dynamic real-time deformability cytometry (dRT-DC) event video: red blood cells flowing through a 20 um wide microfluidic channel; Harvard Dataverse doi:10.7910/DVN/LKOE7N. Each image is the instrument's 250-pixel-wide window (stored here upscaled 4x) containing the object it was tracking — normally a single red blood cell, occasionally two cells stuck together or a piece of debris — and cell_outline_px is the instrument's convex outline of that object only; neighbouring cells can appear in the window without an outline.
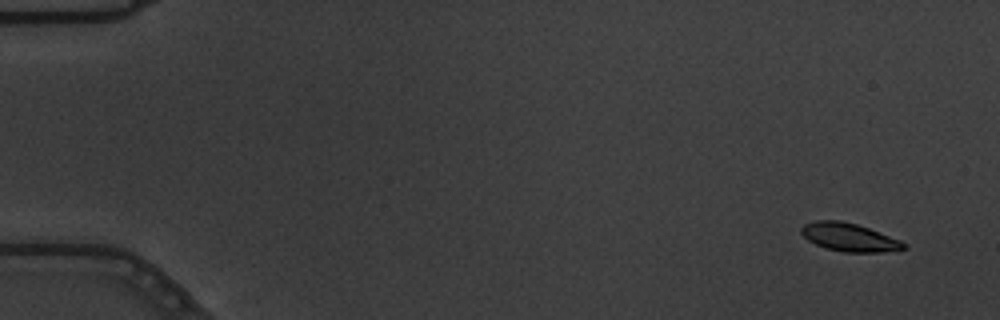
{"species": "common noctule bat (a hibernating species)", "species_latin": "Nyctalus noctula", "temperature_condition": "warm", "stored_images_in_passage": 55, "camera_frame_rate_fps": 3000, "um_per_image_px": 0.085, "animal": {"sex": "male", "body_mass_g": 19.5, "forearm_length_mm": 54.6}, "frame": {"image": 1, "passage_image": 2, "time_ms": 0.333, "image_size_px": [1000, 320], "cell_outline_px": [[908, 248], [880, 252], [844, 252], [828, 248], [816, 244], [808, 240], [800, 232], [800, 228], [804, 224], [816, 220], [840, 220], [856, 224], [868, 228], [900, 240], [908, 244]], "centroid_in_image_um": [72.18, 20.16], "position_along_channel_um": 12.8, "area_um2": 16.7}}
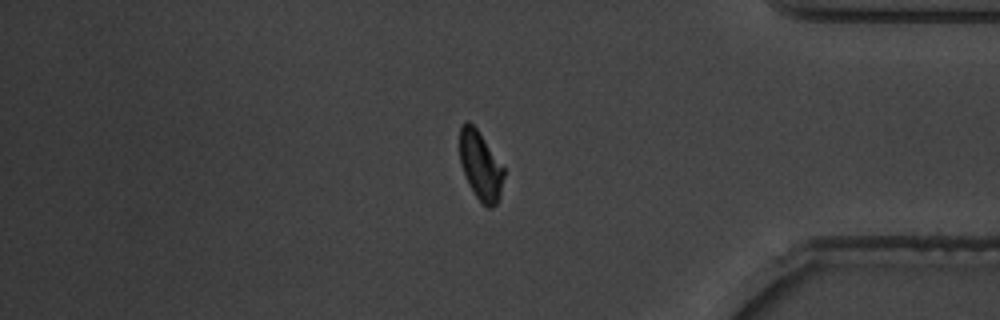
{"frame": {"image": 2, "passage_image": 47, "time_ms": 15.333, "image_size_px": [1000, 320], "cell_outline_px": [[504, 176], [500, 196], [496, 204], [492, 208], [488, 208], [476, 196], [468, 184], [460, 164], [460, 124], [468, 120], [476, 128], [504, 168]], "centroid_in_image_um": [40.83, 14.08], "position_along_channel_um": 394.4, "area_um2": 17.51}}
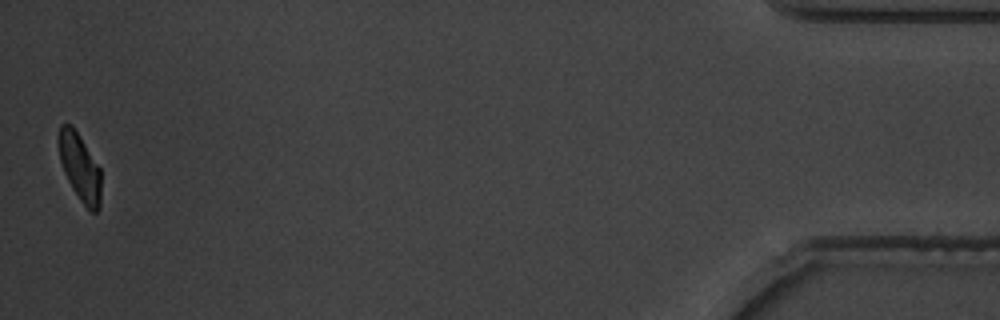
{"frame": {"image": 3, "passage_image": 55, "time_ms": 18.0, "image_size_px": [1000, 320], "cell_outline_px": [[100, 208], [96, 212], [92, 212], [80, 200], [72, 188], [64, 172], [60, 160], [56, 140], [60, 124], [72, 124], [80, 136], [100, 168]], "centroid_in_image_um": [6.75, 14.16], "position_along_channel_um": 428.5, "area_um2": 16.76}, "authors_computed_cell_mechanics": {"area_um2": 17.8602, "velocity_mm_per_s": 3.6383, "shape_relaxation_time_tau1_ms": 3.2814, "shape_relaxation_time_tau2_ms": 2.1846, "deformation_change_tau1": 0.1452, "deformation_change_tau2": 0.07}}